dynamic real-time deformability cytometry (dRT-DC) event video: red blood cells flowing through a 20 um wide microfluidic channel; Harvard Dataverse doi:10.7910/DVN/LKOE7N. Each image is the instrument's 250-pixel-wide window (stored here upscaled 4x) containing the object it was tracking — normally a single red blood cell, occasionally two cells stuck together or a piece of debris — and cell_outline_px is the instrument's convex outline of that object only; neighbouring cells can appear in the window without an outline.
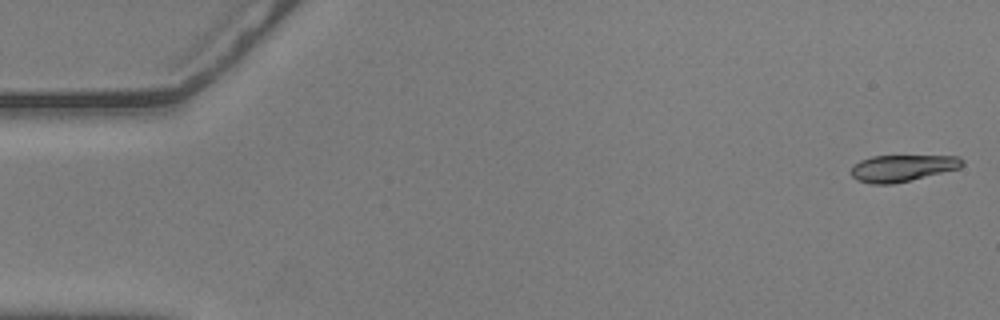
{"species": "common noctule bat (a hibernating species)", "species_latin": "Nyctalus noctula", "temperature_condition": "warm", "stored_images_in_passage": 57, "camera_frame_rate_fps": 3000, "um_per_image_px": 0.085, "animal": {"sex": "male", "body_mass_g": 20.5, "forearm_length_mm": 52.5}, "frame": {"image": 1, "passage_image": 2, "time_ms": 0.333, "image_size_px": [1000, 320], "cell_outline_px": [[964, 164], [960, 168], [892, 184], [872, 184], [856, 180], [848, 172], [852, 164], [860, 160], [872, 156], [960, 156], [964, 160]], "centroid_in_image_um": [76.64, 14.28], "position_along_channel_um": 8.4, "area_um2": 17.4}}
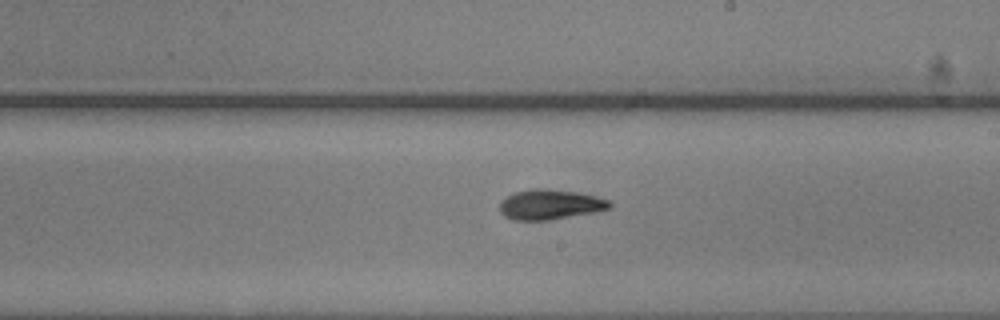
{"frame": {"image": 2, "passage_image": 33, "time_ms": 10.667, "image_size_px": [1000, 320], "cell_outline_px": [[612, 208], [592, 212], [548, 220], [512, 220], [504, 216], [500, 212], [500, 200], [516, 192], [532, 188], [540, 188], [576, 192], [596, 196], [608, 200], [612, 204]], "centroid_in_image_um": [46.73, 17.38], "position_along_channel_um": 242.3, "area_um2": 19.07}}
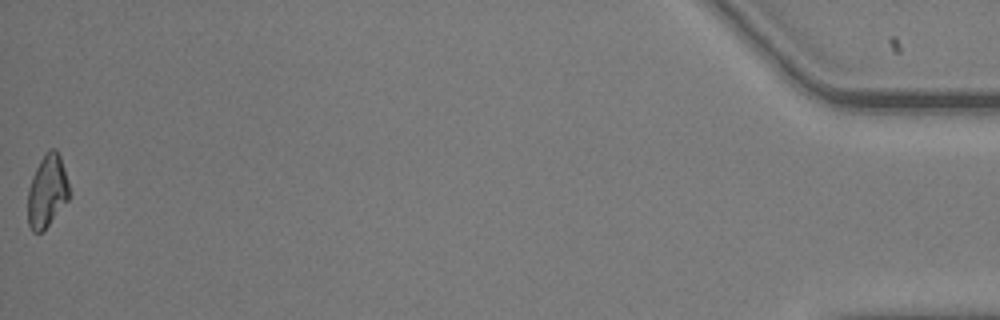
{"frame": {"image": 3, "passage_image": 57, "time_ms": 18.667, "image_size_px": [1000, 320], "cell_outline_px": [[72, 192], [68, 200], [48, 224], [40, 232], [32, 232], [28, 224], [28, 188], [32, 176], [40, 160], [48, 148], [56, 148], [60, 156]], "centroid_in_image_um": [4.02, 16.21], "position_along_channel_um": 431.2, "area_um2": 17.57}, "authors_computed_cell_mechanics": {"area_um2": 18.4382, "velocity_mm_per_s": 3.5994, "shape_relaxation_time_tau1_ms": 4.5411, "shape_relaxation_time_tau2_ms": 2.384, "deformation_change_tau1": 0.166, "deformation_change_tau2": 0.0817}}